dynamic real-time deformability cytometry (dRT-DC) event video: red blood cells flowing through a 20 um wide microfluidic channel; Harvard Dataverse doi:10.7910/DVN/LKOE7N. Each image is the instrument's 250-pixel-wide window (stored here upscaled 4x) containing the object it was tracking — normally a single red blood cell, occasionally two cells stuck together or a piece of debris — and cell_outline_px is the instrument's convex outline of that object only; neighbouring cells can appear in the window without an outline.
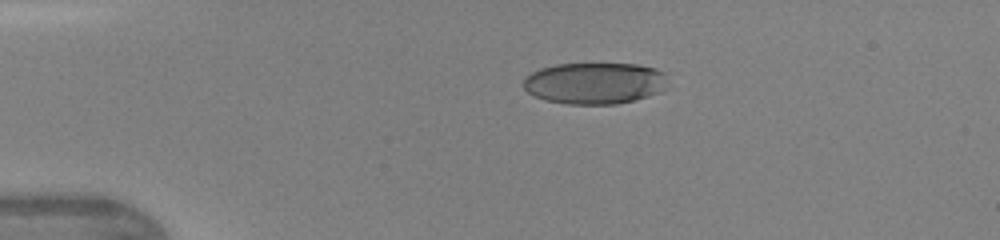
{"species": "human", "species_latin": "Homo sapiens", "temperature_condition": "warm", "stored_images_in_passage": 7, "camera_frame_rate_fps": 3000, "um_per_image_px": 0.085, "donor": {"sex": "female"}, "frame": {"image": 1, "passage_image": 3, "time_ms": 0.667, "image_size_px": [1000, 240], "cell_outline_px": [[664, 72], [656, 92], [648, 96], [616, 104], [568, 104], [544, 100], [532, 96], [520, 84], [524, 76], [540, 68], [556, 64], [636, 64], [656, 68]], "centroid_in_image_um": [50.37, 7.07], "position_along_channel_um": 34.6, "area_um2": 34.51}}
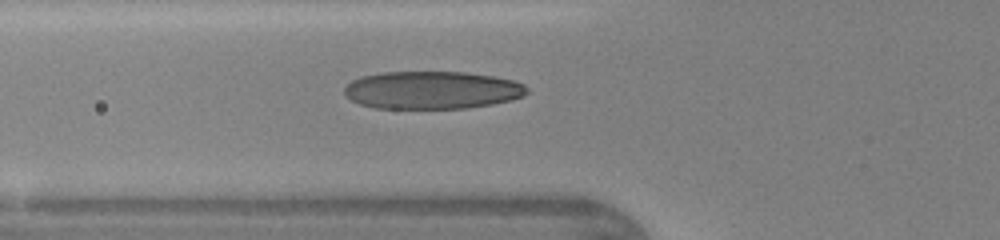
{"frame": {"image": 2, "passage_image": 7, "time_ms": 2.0, "image_size_px": [1000, 240], "cell_outline_px": [[528, 92], [524, 96], [512, 100], [492, 104], [468, 108], [376, 108], [360, 104], [344, 96], [344, 88], [352, 80], [360, 76], [380, 72], [464, 72], [492, 76], [512, 80], [524, 84], [528, 88]], "centroid_in_image_um": [36.72, 7.66], "position_along_channel_um": 89.1, "area_um2": 40.34}}